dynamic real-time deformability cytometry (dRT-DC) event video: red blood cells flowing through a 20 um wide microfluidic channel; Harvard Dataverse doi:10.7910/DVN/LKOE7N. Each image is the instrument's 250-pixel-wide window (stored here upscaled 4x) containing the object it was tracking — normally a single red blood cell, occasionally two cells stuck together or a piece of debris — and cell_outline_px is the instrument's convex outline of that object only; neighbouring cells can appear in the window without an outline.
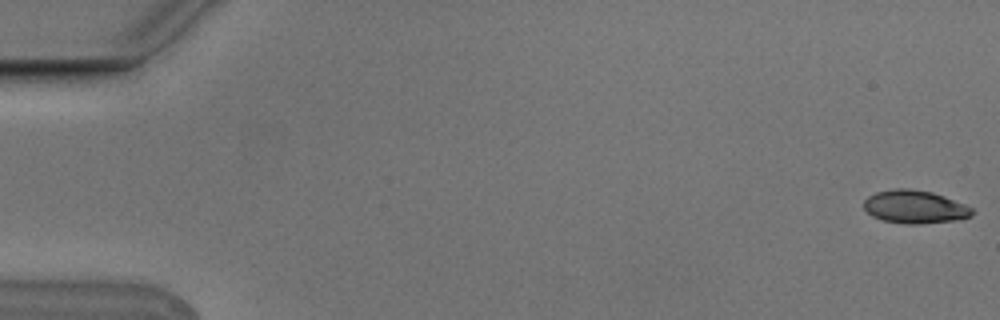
{"species": "Egyptian fruit bat (a non-hibernating species)", "species_latin": "Rousettus aegyptiacus", "temperature_condition": "cold", "stored_images_in_passage": 6, "segment_of_instrument_passage": [1, 2], "camera_frame_rate_fps": 3000, "um_per_image_px": 0.085, "animal": {"sex": "male"}, "frame": {"image": 1, "passage_image": 1, "time_ms": 0.0, "image_size_px": [1000, 320], "cell_outline_px": [[976, 212], [972, 216], [956, 220], [920, 224], [904, 224], [884, 220], [872, 216], [864, 208], [864, 200], [868, 196], [876, 192], [896, 188], [908, 188], [932, 192], [944, 196], [964, 204], [972, 208]], "centroid_in_image_um": [77.77, 17.58], "position_along_channel_um": 7.2, "area_um2": 20.92}}
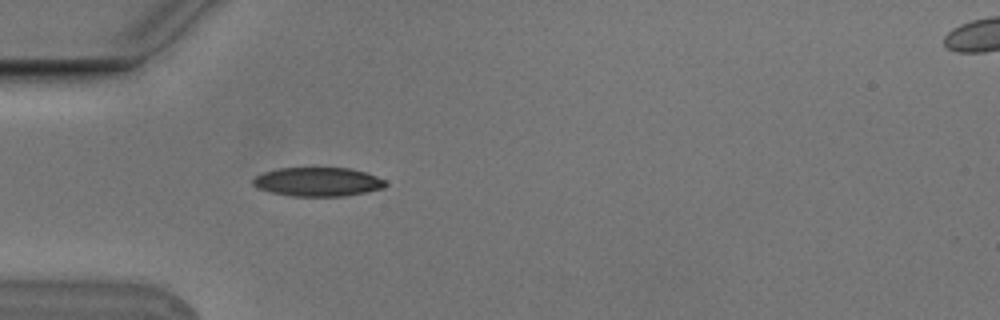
{"frame": {"image": 2, "passage_image": 5, "time_ms": 1.333, "image_size_px": [1000, 320], "cell_outline_px": [[388, 184], [384, 188], [368, 192], [344, 196], [292, 196], [272, 192], [260, 188], [252, 184], [252, 180], [256, 176], [264, 172], [280, 168], [348, 168], [364, 172], [376, 176], [384, 180]], "centroid_in_image_um": [27.05, 15.46], "position_along_channel_um": 58.0, "area_um2": 22.2}}